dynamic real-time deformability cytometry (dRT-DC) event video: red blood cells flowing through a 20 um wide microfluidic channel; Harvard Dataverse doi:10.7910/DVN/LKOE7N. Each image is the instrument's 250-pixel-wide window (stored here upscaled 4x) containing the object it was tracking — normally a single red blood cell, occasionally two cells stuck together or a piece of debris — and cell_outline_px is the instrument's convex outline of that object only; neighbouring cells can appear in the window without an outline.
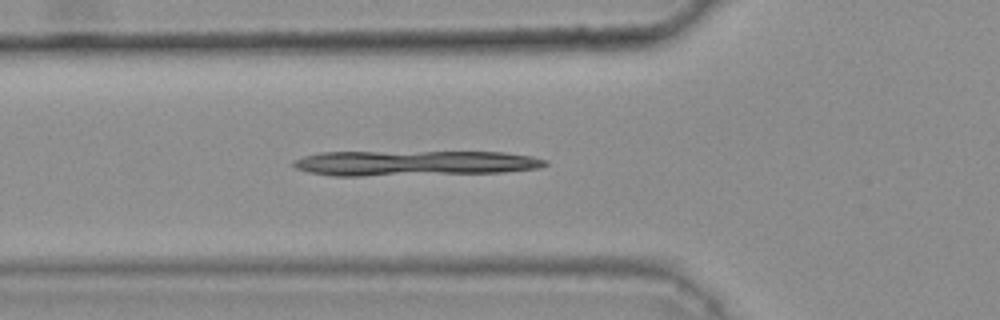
{"species": "common noctule bat (a hibernating species)", "species_latin": "Nyctalus noctula", "temperature_condition": "warm", "stored_images_in_passage": 41, "camera_frame_rate_fps": 3000, "um_per_image_px": 0.085, "animal": {"sex": "female", "body_mass_g": 25.1}, "frame": {"image": 1, "passage_image": 18, "time_ms": 5.667, "image_size_px": [1000, 320], "cell_outline_px": [[548, 164], [540, 168], [504, 172], [360, 176], [332, 176], [308, 172], [296, 168], [288, 164], [292, 160], [304, 156], [320, 152], [504, 152], [532, 156], [548, 160]], "centroid_in_image_um": [35.19, 13.87], "position_along_channel_um": 90.6, "area_um2": 37.28}}